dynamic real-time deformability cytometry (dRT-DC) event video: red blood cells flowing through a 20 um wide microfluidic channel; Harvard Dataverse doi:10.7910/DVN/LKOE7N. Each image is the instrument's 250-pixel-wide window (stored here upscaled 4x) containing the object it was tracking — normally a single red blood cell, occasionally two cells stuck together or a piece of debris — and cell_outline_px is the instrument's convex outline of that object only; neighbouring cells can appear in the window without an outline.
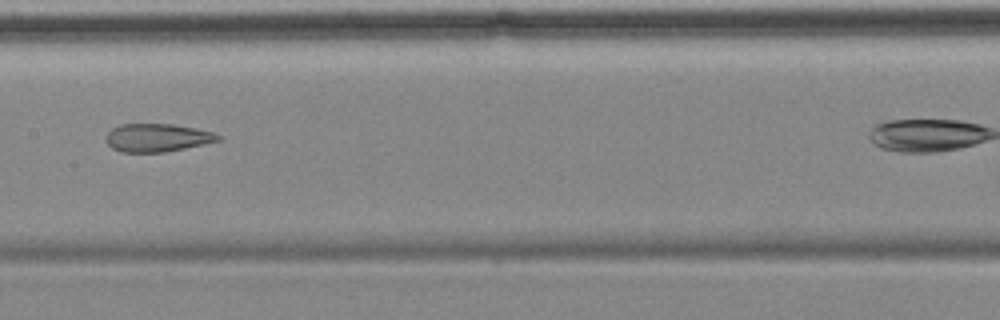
{"species": "common noctule bat (a hibernating species)", "species_latin": "Nyctalus noctula", "temperature_condition": "cold", "stored_images_in_passage": 7, "camera_frame_rate_fps": 3000, "um_per_image_px": 0.085, "animal": {"sex": "female", "body_mass_g": 18.4}, "frame": {"image": 1, "passage_image": 5, "time_ms": 9.333, "image_size_px": [1000, 320], "cell_outline_px": [[220, 140], [204, 144], [164, 152], [120, 152], [112, 148], [108, 144], [108, 132], [112, 128], [120, 124], [172, 124], [196, 128], [212, 132], [220, 136]], "centroid_in_image_um": [13.36, 11.7], "position_along_channel_um": 194.0, "area_um2": 18.15}}